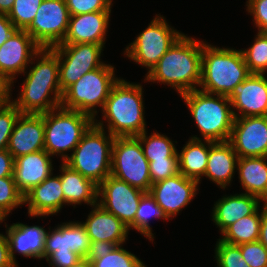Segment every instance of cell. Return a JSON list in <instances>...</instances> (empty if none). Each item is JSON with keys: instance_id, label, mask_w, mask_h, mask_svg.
<instances>
[{"instance_id": "cell-1", "label": "cell", "mask_w": 267, "mask_h": 267, "mask_svg": "<svg viewBox=\"0 0 267 267\" xmlns=\"http://www.w3.org/2000/svg\"><path fill=\"white\" fill-rule=\"evenodd\" d=\"M203 43L183 34L147 72L144 80L167 84L179 95L198 89Z\"/></svg>"}, {"instance_id": "cell-2", "label": "cell", "mask_w": 267, "mask_h": 267, "mask_svg": "<svg viewBox=\"0 0 267 267\" xmlns=\"http://www.w3.org/2000/svg\"><path fill=\"white\" fill-rule=\"evenodd\" d=\"M142 88L120 78L111 88L102 117L107 120V132L112 136H138L146 131Z\"/></svg>"}, {"instance_id": "cell-3", "label": "cell", "mask_w": 267, "mask_h": 267, "mask_svg": "<svg viewBox=\"0 0 267 267\" xmlns=\"http://www.w3.org/2000/svg\"><path fill=\"white\" fill-rule=\"evenodd\" d=\"M250 74L241 49L219 48L203 43L201 91L228 97Z\"/></svg>"}, {"instance_id": "cell-4", "label": "cell", "mask_w": 267, "mask_h": 267, "mask_svg": "<svg viewBox=\"0 0 267 267\" xmlns=\"http://www.w3.org/2000/svg\"><path fill=\"white\" fill-rule=\"evenodd\" d=\"M104 126L101 120L94 119V124L64 161L71 169L78 171L98 186L111 175L115 138L109 132H105Z\"/></svg>"}, {"instance_id": "cell-5", "label": "cell", "mask_w": 267, "mask_h": 267, "mask_svg": "<svg viewBox=\"0 0 267 267\" xmlns=\"http://www.w3.org/2000/svg\"><path fill=\"white\" fill-rule=\"evenodd\" d=\"M180 96L190 109L204 140L229 141L235 117L227 96L209 94L200 89Z\"/></svg>"}, {"instance_id": "cell-6", "label": "cell", "mask_w": 267, "mask_h": 267, "mask_svg": "<svg viewBox=\"0 0 267 267\" xmlns=\"http://www.w3.org/2000/svg\"><path fill=\"white\" fill-rule=\"evenodd\" d=\"M93 124L89 115L61 106L44 113V150L64 162L69 157L64 152L73 151Z\"/></svg>"}, {"instance_id": "cell-7", "label": "cell", "mask_w": 267, "mask_h": 267, "mask_svg": "<svg viewBox=\"0 0 267 267\" xmlns=\"http://www.w3.org/2000/svg\"><path fill=\"white\" fill-rule=\"evenodd\" d=\"M114 72V66L104 63L101 67L85 73L63 92L60 106L96 119V108L103 109L111 88L119 80Z\"/></svg>"}, {"instance_id": "cell-8", "label": "cell", "mask_w": 267, "mask_h": 267, "mask_svg": "<svg viewBox=\"0 0 267 267\" xmlns=\"http://www.w3.org/2000/svg\"><path fill=\"white\" fill-rule=\"evenodd\" d=\"M111 175L144 192H149L152 186L149 161L136 136L114 138Z\"/></svg>"}, {"instance_id": "cell-9", "label": "cell", "mask_w": 267, "mask_h": 267, "mask_svg": "<svg viewBox=\"0 0 267 267\" xmlns=\"http://www.w3.org/2000/svg\"><path fill=\"white\" fill-rule=\"evenodd\" d=\"M182 35L168 25L163 16L156 15L148 27L126 47L124 54L136 64L147 67L149 72Z\"/></svg>"}, {"instance_id": "cell-10", "label": "cell", "mask_w": 267, "mask_h": 267, "mask_svg": "<svg viewBox=\"0 0 267 267\" xmlns=\"http://www.w3.org/2000/svg\"><path fill=\"white\" fill-rule=\"evenodd\" d=\"M51 49L58 56L59 86L62 93L85 73L104 64L100 61L103 46L99 44H58Z\"/></svg>"}, {"instance_id": "cell-11", "label": "cell", "mask_w": 267, "mask_h": 267, "mask_svg": "<svg viewBox=\"0 0 267 267\" xmlns=\"http://www.w3.org/2000/svg\"><path fill=\"white\" fill-rule=\"evenodd\" d=\"M69 18L65 0H43L25 31L41 48H52L63 42Z\"/></svg>"}, {"instance_id": "cell-12", "label": "cell", "mask_w": 267, "mask_h": 267, "mask_svg": "<svg viewBox=\"0 0 267 267\" xmlns=\"http://www.w3.org/2000/svg\"><path fill=\"white\" fill-rule=\"evenodd\" d=\"M41 47L25 31L16 29L0 47V82L6 88V96L11 99V85L16 75L27 72L28 64Z\"/></svg>"}, {"instance_id": "cell-13", "label": "cell", "mask_w": 267, "mask_h": 267, "mask_svg": "<svg viewBox=\"0 0 267 267\" xmlns=\"http://www.w3.org/2000/svg\"><path fill=\"white\" fill-rule=\"evenodd\" d=\"M144 193L127 182L109 175L98 186V204L132 230L135 229V215Z\"/></svg>"}, {"instance_id": "cell-14", "label": "cell", "mask_w": 267, "mask_h": 267, "mask_svg": "<svg viewBox=\"0 0 267 267\" xmlns=\"http://www.w3.org/2000/svg\"><path fill=\"white\" fill-rule=\"evenodd\" d=\"M199 182L185 177L180 172L150 187L149 193L169 218L176 216L197 195Z\"/></svg>"}, {"instance_id": "cell-15", "label": "cell", "mask_w": 267, "mask_h": 267, "mask_svg": "<svg viewBox=\"0 0 267 267\" xmlns=\"http://www.w3.org/2000/svg\"><path fill=\"white\" fill-rule=\"evenodd\" d=\"M229 142L239 158L267 157V116L236 117Z\"/></svg>"}, {"instance_id": "cell-16", "label": "cell", "mask_w": 267, "mask_h": 267, "mask_svg": "<svg viewBox=\"0 0 267 267\" xmlns=\"http://www.w3.org/2000/svg\"><path fill=\"white\" fill-rule=\"evenodd\" d=\"M234 117L267 116V78L265 74H250L228 96Z\"/></svg>"}, {"instance_id": "cell-17", "label": "cell", "mask_w": 267, "mask_h": 267, "mask_svg": "<svg viewBox=\"0 0 267 267\" xmlns=\"http://www.w3.org/2000/svg\"><path fill=\"white\" fill-rule=\"evenodd\" d=\"M7 150L14 159L44 150V113L20 114L10 135Z\"/></svg>"}, {"instance_id": "cell-18", "label": "cell", "mask_w": 267, "mask_h": 267, "mask_svg": "<svg viewBox=\"0 0 267 267\" xmlns=\"http://www.w3.org/2000/svg\"><path fill=\"white\" fill-rule=\"evenodd\" d=\"M111 11H97L70 16L61 44L95 43L104 47Z\"/></svg>"}, {"instance_id": "cell-19", "label": "cell", "mask_w": 267, "mask_h": 267, "mask_svg": "<svg viewBox=\"0 0 267 267\" xmlns=\"http://www.w3.org/2000/svg\"><path fill=\"white\" fill-rule=\"evenodd\" d=\"M53 170L51 156L45 150H40L15 158L13 179L18 191L25 196L53 174Z\"/></svg>"}, {"instance_id": "cell-20", "label": "cell", "mask_w": 267, "mask_h": 267, "mask_svg": "<svg viewBox=\"0 0 267 267\" xmlns=\"http://www.w3.org/2000/svg\"><path fill=\"white\" fill-rule=\"evenodd\" d=\"M12 103L21 114H43L60 107L63 93L59 84L23 82L22 90ZM53 96L51 97L50 95Z\"/></svg>"}, {"instance_id": "cell-21", "label": "cell", "mask_w": 267, "mask_h": 267, "mask_svg": "<svg viewBox=\"0 0 267 267\" xmlns=\"http://www.w3.org/2000/svg\"><path fill=\"white\" fill-rule=\"evenodd\" d=\"M5 226L10 258L16 265L17 262L14 255L16 252L27 258H44L45 237L47 234L44 227L28 226L23 223H13L9 227L6 224Z\"/></svg>"}, {"instance_id": "cell-22", "label": "cell", "mask_w": 267, "mask_h": 267, "mask_svg": "<svg viewBox=\"0 0 267 267\" xmlns=\"http://www.w3.org/2000/svg\"><path fill=\"white\" fill-rule=\"evenodd\" d=\"M51 174L24 196L31 217L49 216L58 213L64 205L60 176Z\"/></svg>"}, {"instance_id": "cell-23", "label": "cell", "mask_w": 267, "mask_h": 267, "mask_svg": "<svg viewBox=\"0 0 267 267\" xmlns=\"http://www.w3.org/2000/svg\"><path fill=\"white\" fill-rule=\"evenodd\" d=\"M92 208L86 222L81 223L90 241H109L120 246L128 240L129 227L119 218L106 211L98 203L92 205Z\"/></svg>"}, {"instance_id": "cell-24", "label": "cell", "mask_w": 267, "mask_h": 267, "mask_svg": "<svg viewBox=\"0 0 267 267\" xmlns=\"http://www.w3.org/2000/svg\"><path fill=\"white\" fill-rule=\"evenodd\" d=\"M260 202L259 197L247 193L225 195L214 204L212 221L222 233L240 218L254 214L260 209Z\"/></svg>"}, {"instance_id": "cell-25", "label": "cell", "mask_w": 267, "mask_h": 267, "mask_svg": "<svg viewBox=\"0 0 267 267\" xmlns=\"http://www.w3.org/2000/svg\"><path fill=\"white\" fill-rule=\"evenodd\" d=\"M238 155L229 141H210L205 177L209 178L220 188L225 189L231 183L237 169Z\"/></svg>"}, {"instance_id": "cell-26", "label": "cell", "mask_w": 267, "mask_h": 267, "mask_svg": "<svg viewBox=\"0 0 267 267\" xmlns=\"http://www.w3.org/2000/svg\"><path fill=\"white\" fill-rule=\"evenodd\" d=\"M61 188L64 194V204L80 205L82 202L90 206L98 203V185L85 178L78 171L71 169L62 162L60 167Z\"/></svg>"}, {"instance_id": "cell-27", "label": "cell", "mask_w": 267, "mask_h": 267, "mask_svg": "<svg viewBox=\"0 0 267 267\" xmlns=\"http://www.w3.org/2000/svg\"><path fill=\"white\" fill-rule=\"evenodd\" d=\"M203 141L195 135L186 142L187 144L178 153L179 172L199 183L202 176L205 175L210 149V141Z\"/></svg>"}, {"instance_id": "cell-28", "label": "cell", "mask_w": 267, "mask_h": 267, "mask_svg": "<svg viewBox=\"0 0 267 267\" xmlns=\"http://www.w3.org/2000/svg\"><path fill=\"white\" fill-rule=\"evenodd\" d=\"M237 170L245 193L262 200L267 195V157L239 158Z\"/></svg>"}, {"instance_id": "cell-29", "label": "cell", "mask_w": 267, "mask_h": 267, "mask_svg": "<svg viewBox=\"0 0 267 267\" xmlns=\"http://www.w3.org/2000/svg\"><path fill=\"white\" fill-rule=\"evenodd\" d=\"M38 57V58H37ZM37 58V60H36ZM38 61L34 63V60ZM40 59V60H39ZM34 66L24 75V82L40 84H59V62L57 54L51 48H41L32 58Z\"/></svg>"}, {"instance_id": "cell-30", "label": "cell", "mask_w": 267, "mask_h": 267, "mask_svg": "<svg viewBox=\"0 0 267 267\" xmlns=\"http://www.w3.org/2000/svg\"><path fill=\"white\" fill-rule=\"evenodd\" d=\"M259 210L261 209L235 221L222 232V237L219 240L234 245L258 241L261 224Z\"/></svg>"}, {"instance_id": "cell-31", "label": "cell", "mask_w": 267, "mask_h": 267, "mask_svg": "<svg viewBox=\"0 0 267 267\" xmlns=\"http://www.w3.org/2000/svg\"><path fill=\"white\" fill-rule=\"evenodd\" d=\"M146 134L147 131H144L136 137L140 140L143 153L149 162L165 160L166 158H178L174 141L158 132L152 133L149 137Z\"/></svg>"}, {"instance_id": "cell-32", "label": "cell", "mask_w": 267, "mask_h": 267, "mask_svg": "<svg viewBox=\"0 0 267 267\" xmlns=\"http://www.w3.org/2000/svg\"><path fill=\"white\" fill-rule=\"evenodd\" d=\"M151 217L168 220L150 193L145 192L139 202L135 215V230L146 236L150 241H153L154 234L149 224V219H152Z\"/></svg>"}, {"instance_id": "cell-33", "label": "cell", "mask_w": 267, "mask_h": 267, "mask_svg": "<svg viewBox=\"0 0 267 267\" xmlns=\"http://www.w3.org/2000/svg\"><path fill=\"white\" fill-rule=\"evenodd\" d=\"M241 52L251 74L267 72V33L258 32L253 45Z\"/></svg>"}, {"instance_id": "cell-34", "label": "cell", "mask_w": 267, "mask_h": 267, "mask_svg": "<svg viewBox=\"0 0 267 267\" xmlns=\"http://www.w3.org/2000/svg\"><path fill=\"white\" fill-rule=\"evenodd\" d=\"M122 246H116L102 258L92 259V267H146L138 257Z\"/></svg>"}, {"instance_id": "cell-35", "label": "cell", "mask_w": 267, "mask_h": 267, "mask_svg": "<svg viewBox=\"0 0 267 267\" xmlns=\"http://www.w3.org/2000/svg\"><path fill=\"white\" fill-rule=\"evenodd\" d=\"M43 0H15L7 15L16 29L25 30L34 19Z\"/></svg>"}, {"instance_id": "cell-36", "label": "cell", "mask_w": 267, "mask_h": 267, "mask_svg": "<svg viewBox=\"0 0 267 267\" xmlns=\"http://www.w3.org/2000/svg\"><path fill=\"white\" fill-rule=\"evenodd\" d=\"M20 114L19 109L7 96L0 100V150L7 149L14 124Z\"/></svg>"}, {"instance_id": "cell-37", "label": "cell", "mask_w": 267, "mask_h": 267, "mask_svg": "<svg viewBox=\"0 0 267 267\" xmlns=\"http://www.w3.org/2000/svg\"><path fill=\"white\" fill-rule=\"evenodd\" d=\"M218 267H250L242 257L240 245L229 244L218 239L215 248Z\"/></svg>"}, {"instance_id": "cell-38", "label": "cell", "mask_w": 267, "mask_h": 267, "mask_svg": "<svg viewBox=\"0 0 267 267\" xmlns=\"http://www.w3.org/2000/svg\"><path fill=\"white\" fill-rule=\"evenodd\" d=\"M24 204V196L18 191L13 176L0 178V209L7 215Z\"/></svg>"}, {"instance_id": "cell-39", "label": "cell", "mask_w": 267, "mask_h": 267, "mask_svg": "<svg viewBox=\"0 0 267 267\" xmlns=\"http://www.w3.org/2000/svg\"><path fill=\"white\" fill-rule=\"evenodd\" d=\"M67 242L72 252L86 257L90 248V239L81 222H67Z\"/></svg>"}, {"instance_id": "cell-40", "label": "cell", "mask_w": 267, "mask_h": 267, "mask_svg": "<svg viewBox=\"0 0 267 267\" xmlns=\"http://www.w3.org/2000/svg\"><path fill=\"white\" fill-rule=\"evenodd\" d=\"M53 230L52 232L47 231L45 237L44 258H47L52 252L71 251L67 242V222L58 225Z\"/></svg>"}, {"instance_id": "cell-41", "label": "cell", "mask_w": 267, "mask_h": 267, "mask_svg": "<svg viewBox=\"0 0 267 267\" xmlns=\"http://www.w3.org/2000/svg\"><path fill=\"white\" fill-rule=\"evenodd\" d=\"M113 0H65L70 16L111 11Z\"/></svg>"}, {"instance_id": "cell-42", "label": "cell", "mask_w": 267, "mask_h": 267, "mask_svg": "<svg viewBox=\"0 0 267 267\" xmlns=\"http://www.w3.org/2000/svg\"><path fill=\"white\" fill-rule=\"evenodd\" d=\"M240 250L250 267H267V248L260 241L240 244Z\"/></svg>"}, {"instance_id": "cell-43", "label": "cell", "mask_w": 267, "mask_h": 267, "mask_svg": "<svg viewBox=\"0 0 267 267\" xmlns=\"http://www.w3.org/2000/svg\"><path fill=\"white\" fill-rule=\"evenodd\" d=\"M149 171L151 183L165 180L179 173L178 158H166L160 161H150Z\"/></svg>"}, {"instance_id": "cell-44", "label": "cell", "mask_w": 267, "mask_h": 267, "mask_svg": "<svg viewBox=\"0 0 267 267\" xmlns=\"http://www.w3.org/2000/svg\"><path fill=\"white\" fill-rule=\"evenodd\" d=\"M247 12L254 18L258 32L267 33V0H248Z\"/></svg>"}, {"instance_id": "cell-45", "label": "cell", "mask_w": 267, "mask_h": 267, "mask_svg": "<svg viewBox=\"0 0 267 267\" xmlns=\"http://www.w3.org/2000/svg\"><path fill=\"white\" fill-rule=\"evenodd\" d=\"M82 257L72 251L68 252H52L47 258L46 261L50 266L54 267H70L73 264L77 263Z\"/></svg>"}, {"instance_id": "cell-46", "label": "cell", "mask_w": 267, "mask_h": 267, "mask_svg": "<svg viewBox=\"0 0 267 267\" xmlns=\"http://www.w3.org/2000/svg\"><path fill=\"white\" fill-rule=\"evenodd\" d=\"M115 247L116 245L109 241H90V248L86 258L89 261L102 258L110 253Z\"/></svg>"}, {"instance_id": "cell-47", "label": "cell", "mask_w": 267, "mask_h": 267, "mask_svg": "<svg viewBox=\"0 0 267 267\" xmlns=\"http://www.w3.org/2000/svg\"><path fill=\"white\" fill-rule=\"evenodd\" d=\"M14 160L7 149L0 150V178L13 176Z\"/></svg>"}, {"instance_id": "cell-48", "label": "cell", "mask_w": 267, "mask_h": 267, "mask_svg": "<svg viewBox=\"0 0 267 267\" xmlns=\"http://www.w3.org/2000/svg\"><path fill=\"white\" fill-rule=\"evenodd\" d=\"M16 30L6 14H0V47L9 39Z\"/></svg>"}, {"instance_id": "cell-49", "label": "cell", "mask_w": 267, "mask_h": 267, "mask_svg": "<svg viewBox=\"0 0 267 267\" xmlns=\"http://www.w3.org/2000/svg\"><path fill=\"white\" fill-rule=\"evenodd\" d=\"M0 267H18L10 258L7 235L0 233Z\"/></svg>"}, {"instance_id": "cell-50", "label": "cell", "mask_w": 267, "mask_h": 267, "mask_svg": "<svg viewBox=\"0 0 267 267\" xmlns=\"http://www.w3.org/2000/svg\"><path fill=\"white\" fill-rule=\"evenodd\" d=\"M261 211V224L258 241L267 248V208L263 206Z\"/></svg>"}, {"instance_id": "cell-51", "label": "cell", "mask_w": 267, "mask_h": 267, "mask_svg": "<svg viewBox=\"0 0 267 267\" xmlns=\"http://www.w3.org/2000/svg\"><path fill=\"white\" fill-rule=\"evenodd\" d=\"M15 0H0V14L8 15Z\"/></svg>"}, {"instance_id": "cell-52", "label": "cell", "mask_w": 267, "mask_h": 267, "mask_svg": "<svg viewBox=\"0 0 267 267\" xmlns=\"http://www.w3.org/2000/svg\"><path fill=\"white\" fill-rule=\"evenodd\" d=\"M70 267H92V264L86 257H84Z\"/></svg>"}, {"instance_id": "cell-53", "label": "cell", "mask_w": 267, "mask_h": 267, "mask_svg": "<svg viewBox=\"0 0 267 267\" xmlns=\"http://www.w3.org/2000/svg\"><path fill=\"white\" fill-rule=\"evenodd\" d=\"M5 96H6V88L0 82V100L3 99Z\"/></svg>"}, {"instance_id": "cell-54", "label": "cell", "mask_w": 267, "mask_h": 267, "mask_svg": "<svg viewBox=\"0 0 267 267\" xmlns=\"http://www.w3.org/2000/svg\"><path fill=\"white\" fill-rule=\"evenodd\" d=\"M8 215L0 209V223H2L3 221H5V218L7 217Z\"/></svg>"}, {"instance_id": "cell-55", "label": "cell", "mask_w": 267, "mask_h": 267, "mask_svg": "<svg viewBox=\"0 0 267 267\" xmlns=\"http://www.w3.org/2000/svg\"><path fill=\"white\" fill-rule=\"evenodd\" d=\"M262 201L264 202L263 206L267 208V195L262 199Z\"/></svg>"}]
</instances>
